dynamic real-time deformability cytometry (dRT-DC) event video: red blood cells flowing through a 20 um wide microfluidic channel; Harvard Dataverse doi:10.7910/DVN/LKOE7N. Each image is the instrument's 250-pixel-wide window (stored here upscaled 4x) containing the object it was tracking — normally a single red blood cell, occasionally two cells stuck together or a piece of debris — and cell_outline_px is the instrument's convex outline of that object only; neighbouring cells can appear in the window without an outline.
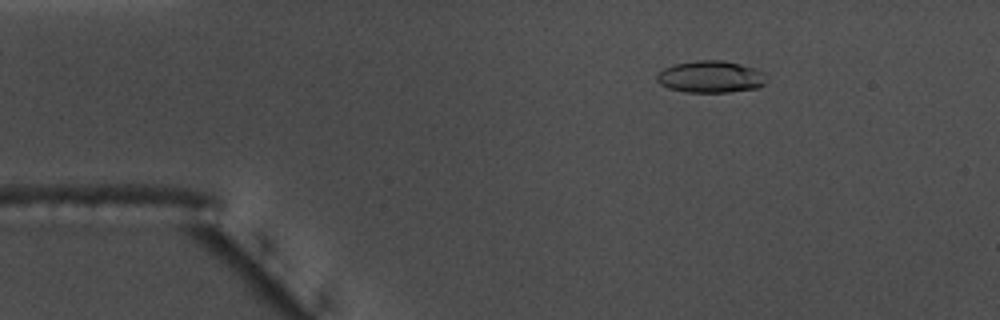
{"species": "common noctule bat (a hibernating species)", "species_latin": "Nyctalus noctula", "temperature_condition": "warm", "stored_images_in_passage": 56, "camera_frame_rate_fps": 3000, "um_per_image_px": 0.085, "animal": {"sex": "male", "body_mass_g": 17.5, "forearm_length_mm": 52.3}, "frame": {"image": 1, "passage_image": 9, "time_ms": 2.667, "image_size_px": [1000, 320], "cell_outline_px": [[764, 84], [760, 88], [728, 92], [684, 92], [668, 88], [660, 84], [656, 80], [656, 76], [664, 68], [676, 64], [696, 60], [720, 60], [740, 64], [756, 68], [764, 72]], "centroid_in_image_um": [60.41, 6.53], "position_along_channel_um": 24.6, "area_um2": 20.4}, "authors_computed_cell_mechanics": {"area_um2": 20.7791, "velocity_mm_per_s": 3.6564, "shape_relaxation_time_tau1_ms": 6.3268, "shape_relaxation_time_tau2_ms": 2.0837, "deformation_change_tau1": 0.1931, "deformation_change_tau2": 0.0914}}